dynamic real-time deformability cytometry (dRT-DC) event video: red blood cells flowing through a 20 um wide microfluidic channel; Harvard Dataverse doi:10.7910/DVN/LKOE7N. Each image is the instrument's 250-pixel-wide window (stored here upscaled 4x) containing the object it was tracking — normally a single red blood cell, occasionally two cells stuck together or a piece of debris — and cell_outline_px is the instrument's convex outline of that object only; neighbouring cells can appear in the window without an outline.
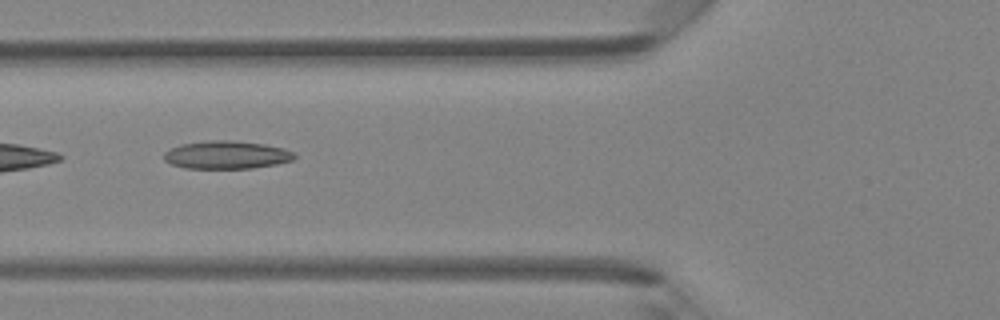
{"species": "Egyptian fruit bat (a non-hibernating species)", "species_latin": "Rousettus aegyptiacus", "temperature_condition": "room temperature", "stored_images_in_passage": 6, "camera_frame_rate_fps": 3000, "um_per_image_px": 0.085, "animal": {"sex": "female"}, "frame": {"image": 1, "passage_image": 5, "time_ms": 1.333, "image_size_px": [1000, 320], "cell_outline_px": [[296, 156], [292, 160], [276, 164], [252, 168], [184, 168], [172, 164], [164, 160], [164, 152], [180, 144], [208, 140], [232, 140], [264, 144], [284, 148], [296, 152]], "centroid_in_image_um": [19.27, 13.16], "position_along_channel_um": 106.5, "area_um2": 21.33}}
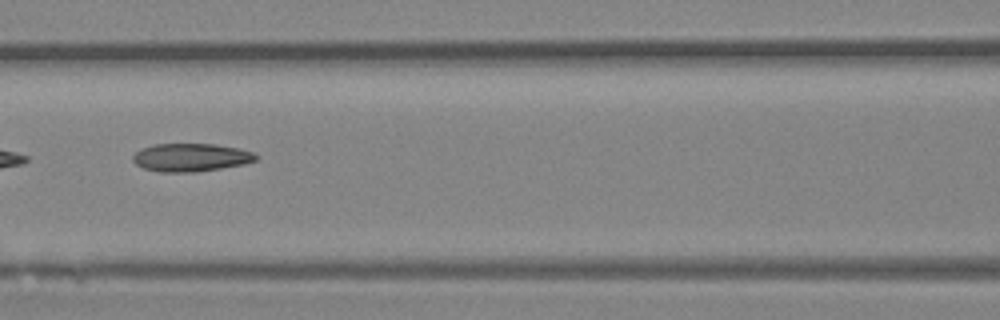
{"frame": {"image": 2, "passage_image": 6, "time_ms": 1.667, "image_size_px": [1000, 320], "cell_outline_px": [[260, 156], [256, 160], [244, 164], [196, 172], [160, 172], [144, 168], [136, 164], [132, 160], [132, 156], [136, 152], [152, 144], [216, 144], [240, 148], [252, 152]], "centroid_in_image_um": [16.24, 13.38], "position_along_channel_um": 150.4, "area_um2": 20.17}}